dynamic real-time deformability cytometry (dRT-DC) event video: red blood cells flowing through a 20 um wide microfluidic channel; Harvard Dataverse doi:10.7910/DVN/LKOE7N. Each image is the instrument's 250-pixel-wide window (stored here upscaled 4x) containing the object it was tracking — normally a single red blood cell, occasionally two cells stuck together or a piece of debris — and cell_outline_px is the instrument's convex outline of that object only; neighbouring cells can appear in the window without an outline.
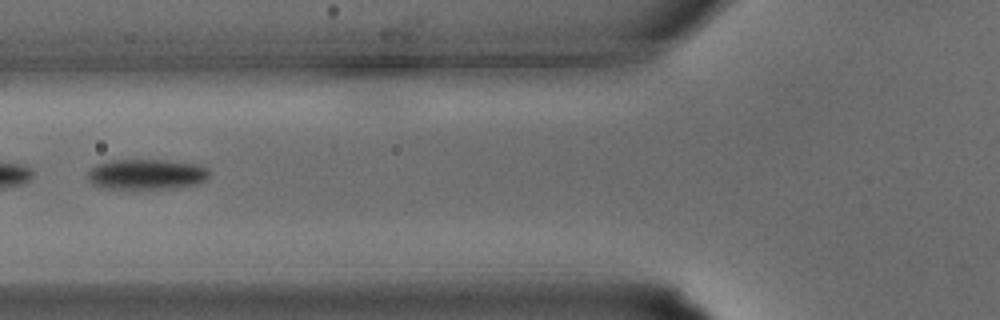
{"species": "common noctule bat (a hibernating species)", "species_latin": "Nyctalus noctula", "temperature_condition": "warm", "stored_images_in_passage": 28, "camera_frame_rate_fps": 3000, "um_per_image_px": 0.085, "animal": {"sex": "male", "body_mass_g": 15.6}, "frame": {"image": 1, "passage_image": 8, "time_ms": 2.333, "image_size_px": [1000, 320], "cell_outline_px": [[208, 176], [204, 180], [196, 184], [172, 188], [108, 188], [92, 184], [88, 180], [88, 168], [96, 164], [108, 160], [164, 160], [200, 164], [208, 172]], "centroid_in_image_um": [12.4, 14.8], "position_along_channel_um": 113.4, "area_um2": 21.39}}
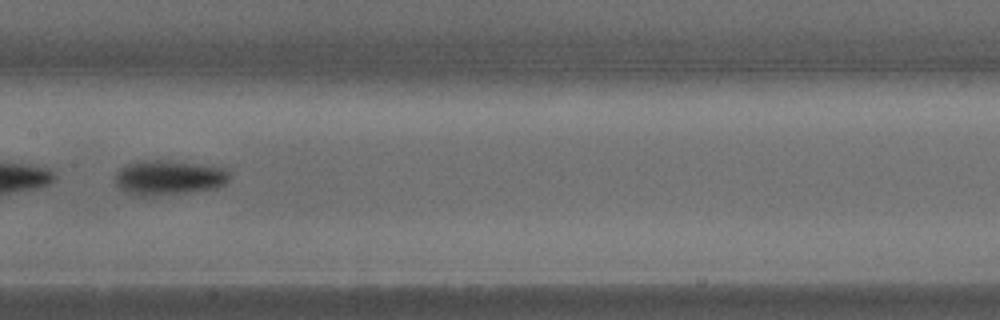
{"frame": {"image": 2, "passage_image": 12, "time_ms": 3.667, "image_size_px": [1000, 320], "cell_outline_px": [[232, 176], [224, 184], [216, 188], [184, 192], [148, 196], [132, 196], [124, 192], [116, 184], [116, 172], [120, 168], [128, 164], [144, 160], [168, 160], [200, 164], [228, 168]], "centroid_in_image_um": [14.36, 15.09], "position_along_channel_um": 193.0, "area_um2": 23.29}}
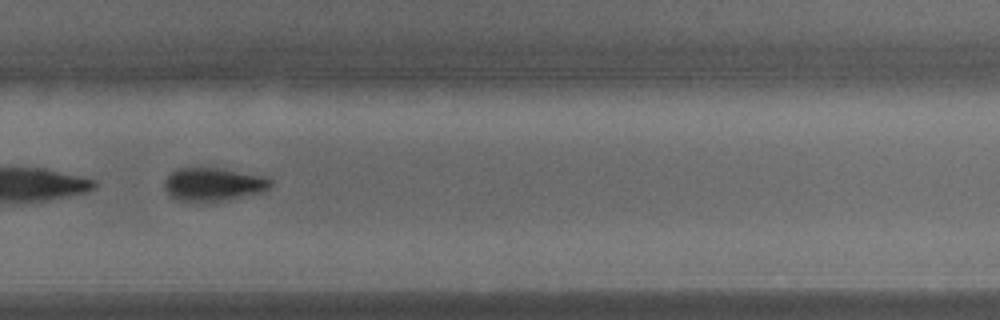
{"frame": {"image": 3, "passage_image": 18, "time_ms": 5.667, "image_size_px": [1000, 320], "cell_outline_px": [[272, 184], [264, 192], [224, 200], [188, 204], [176, 200], [168, 196], [164, 188], [164, 180], [176, 168], [220, 168], [264, 176], [272, 180]], "centroid_in_image_um": [18.07, 15.7], "position_along_channel_um": 311.7, "area_um2": 21.1}}